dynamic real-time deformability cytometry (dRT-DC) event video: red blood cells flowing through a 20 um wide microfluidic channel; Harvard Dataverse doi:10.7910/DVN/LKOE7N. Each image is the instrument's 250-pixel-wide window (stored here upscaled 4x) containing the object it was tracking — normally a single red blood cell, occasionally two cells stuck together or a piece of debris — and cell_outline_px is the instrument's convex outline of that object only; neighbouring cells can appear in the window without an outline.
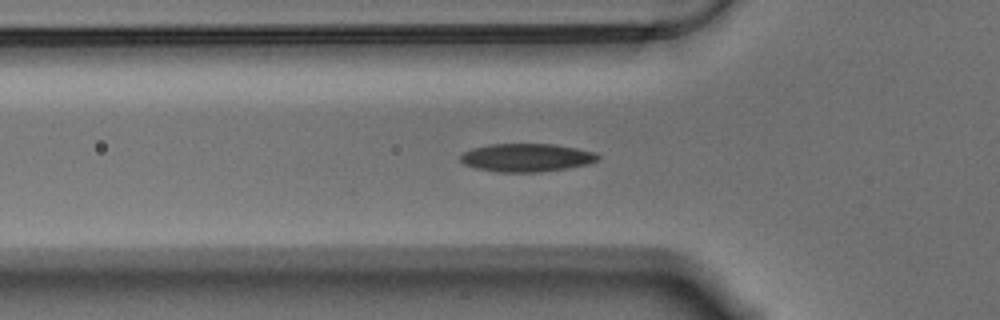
{"species": "Egyptian fruit bat (a non-hibernating species)", "species_latin": "Rousettus aegyptiacus", "temperature_condition": "warm", "stored_images_in_passage": 41, "segment_of_instrument_passage": [1, 2], "camera_frame_rate_fps": 3000, "um_per_image_px": 0.085, "animal": {"sex": "male"}, "frame": {"image": 1, "passage_image": 2, "time_ms": 0.333, "image_size_px": [1000, 320], "cell_outline_px": [[600, 160], [588, 164], [568, 168], [540, 172], [500, 172], [476, 168], [464, 164], [460, 160], [460, 156], [464, 152], [472, 148], [492, 144], [556, 144], [596, 152], [600, 156]], "centroid_in_image_um": [44.8, 13.4], "position_along_channel_um": 81.0, "area_um2": 22.66}}
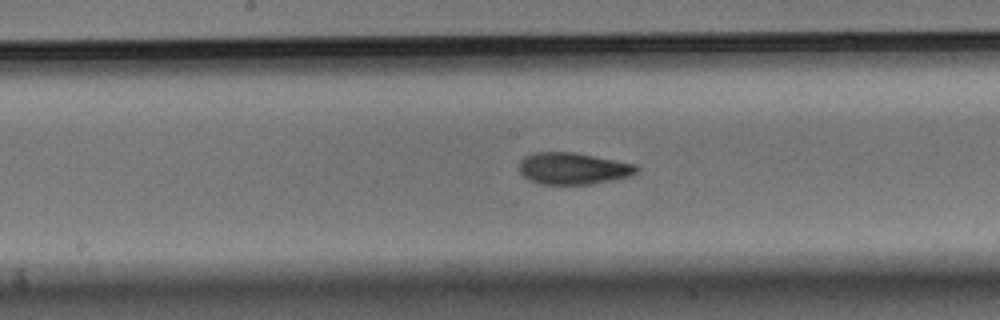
{"frame": {"image": 2, "passage_image": 12, "time_ms": 3.667, "image_size_px": [1000, 320], "cell_outline_px": [[640, 168], [636, 172], [628, 176], [612, 180], [592, 184], [540, 184], [528, 180], [520, 172], [520, 160], [524, 156], [532, 152], [576, 152], [636, 164]], "centroid_in_image_um": [48.69, 14.31], "position_along_channel_um": 199.5, "area_um2": 21.85}}
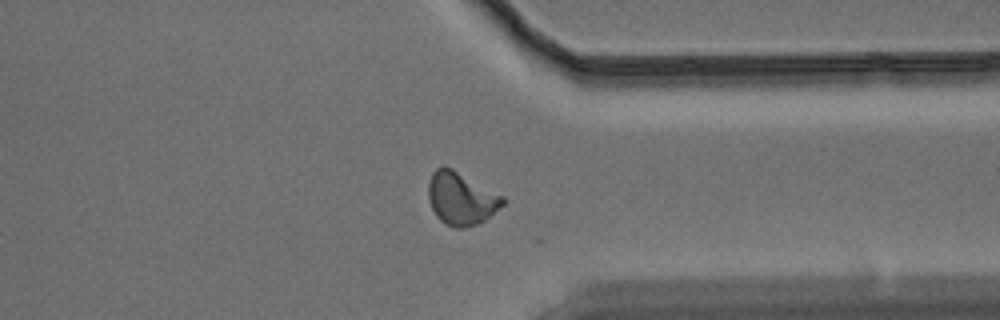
{"frame": {"image": 3, "passage_image": 27, "time_ms": 8.667, "image_size_px": [1000, 320], "cell_outline_px": [[504, 204], [484, 220], [476, 224], [464, 228], [452, 228], [444, 224], [436, 216], [432, 208], [428, 196], [428, 184], [432, 172], [436, 168], [444, 164], [452, 168], [504, 196]], "centroid_in_image_um": [39.17, 16.86], "position_along_channel_um": 372.2, "area_um2": 22.95}}